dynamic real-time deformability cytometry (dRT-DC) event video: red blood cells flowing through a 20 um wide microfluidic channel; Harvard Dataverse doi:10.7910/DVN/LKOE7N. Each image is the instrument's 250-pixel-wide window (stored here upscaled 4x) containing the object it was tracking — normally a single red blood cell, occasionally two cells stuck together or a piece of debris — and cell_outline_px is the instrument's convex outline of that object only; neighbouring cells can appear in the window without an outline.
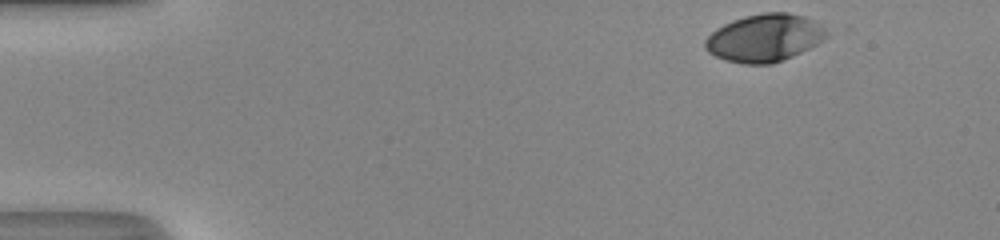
{"species": "human", "species_latin": "Homo sapiens", "temperature_condition": "room temperature", "stored_images_in_passage": 38, "camera_frame_rate_fps": 3000, "um_per_image_px": 0.085, "donor": {"sex": "male"}, "frame": {"image": 1, "passage_image": 1, "time_ms": 0.0, "image_size_px": [1000, 240], "cell_outline_px": [[828, 36], [816, 44], [792, 56], [772, 64], [744, 64], [728, 60], [716, 56], [708, 52], [704, 48], [704, 40], [716, 28], [732, 20], [744, 16], [764, 12], [788, 12], [804, 16], [828, 28]], "centroid_in_image_um": [64.98, 3.21], "position_along_channel_um": 20.0, "area_um2": 33.7}}
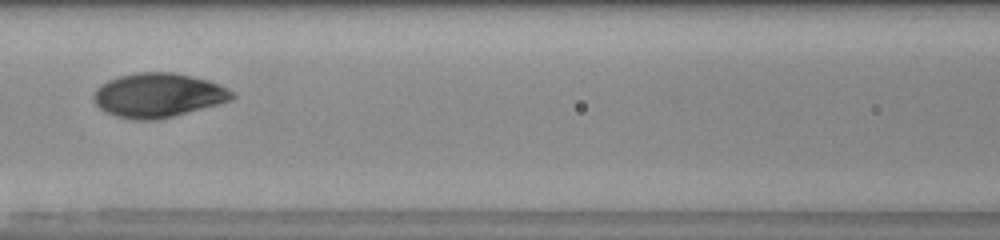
{"frame": {"image": 2, "passage_image": 19, "time_ms": 6.0, "image_size_px": [1000, 240], "cell_outline_px": [[236, 96], [232, 100], [172, 116], [156, 120], [132, 120], [116, 116], [104, 112], [92, 100], [92, 96], [96, 88], [100, 84], [108, 80], [120, 76], [136, 72], [172, 72], [208, 80], [220, 84], [232, 92]], "centroid_in_image_um": [13.39, 8.09], "position_along_channel_um": 153.2, "area_um2": 35.66}}
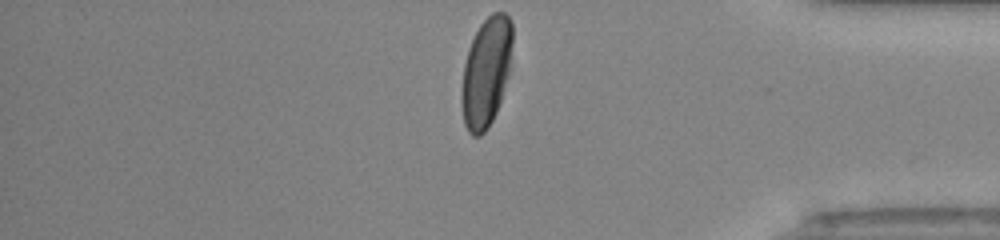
{"frame": {"image": 3, "passage_image": 38, "time_ms": 12.333, "image_size_px": [1000, 240], "cell_outline_px": [[512, 44], [508, 76], [496, 112], [488, 128], [480, 136], [472, 136], [468, 132], [464, 124], [460, 104], [460, 92], [464, 64], [468, 48], [480, 24], [492, 12], [504, 12], [512, 20]], "centroid_in_image_um": [41.3, 6.14], "position_along_channel_um": 393.9, "area_um2": 32.66}, "authors_computed_cell_mechanics": {"area_um2": 35.2291, "velocity_mm_per_s": 4.1677, "shape_relaxation_time_tau1_ms": 3.3999, "shape_relaxation_time_tau2_ms": null, "deformation_change_tau1": 0.1721, "deformation_change_tau2": null}}